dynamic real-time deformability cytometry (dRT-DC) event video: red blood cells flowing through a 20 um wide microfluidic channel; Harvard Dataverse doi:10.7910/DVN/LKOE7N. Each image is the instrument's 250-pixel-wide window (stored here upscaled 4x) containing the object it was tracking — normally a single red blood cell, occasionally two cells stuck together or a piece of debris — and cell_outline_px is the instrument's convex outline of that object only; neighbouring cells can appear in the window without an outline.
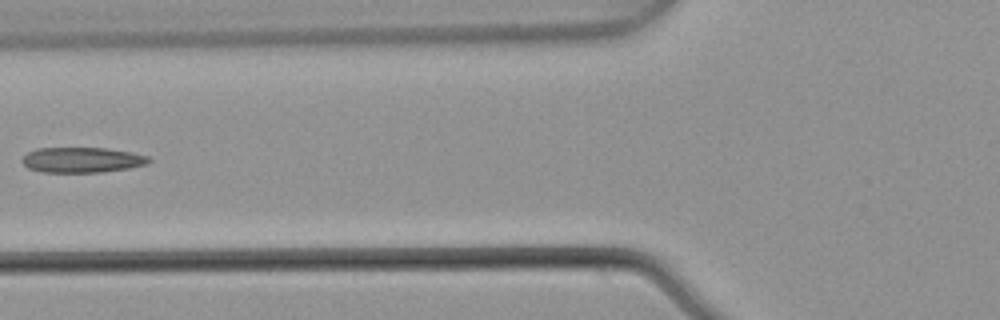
{"species": "common noctule bat (a hibernating species)", "species_latin": "Nyctalus noctula", "temperature_condition": "warm", "stored_images_in_passage": 6, "camera_frame_rate_fps": 3000, "um_per_image_px": 0.085, "animal": {"sex": "male", "body_mass_g": 21.5, "forearm_length_mm": 52.0}, "frame": {"image": 1, "passage_image": 6, "time_ms": 1.667, "image_size_px": [1000, 320], "cell_outline_px": [[152, 160], [148, 164], [128, 168], [104, 172], [40, 172], [28, 168], [20, 160], [28, 152], [36, 148], [108, 148], [132, 152], [148, 156]], "centroid_in_image_um": [6.98, 13.59], "position_along_channel_um": 118.8, "area_um2": 18.84}}